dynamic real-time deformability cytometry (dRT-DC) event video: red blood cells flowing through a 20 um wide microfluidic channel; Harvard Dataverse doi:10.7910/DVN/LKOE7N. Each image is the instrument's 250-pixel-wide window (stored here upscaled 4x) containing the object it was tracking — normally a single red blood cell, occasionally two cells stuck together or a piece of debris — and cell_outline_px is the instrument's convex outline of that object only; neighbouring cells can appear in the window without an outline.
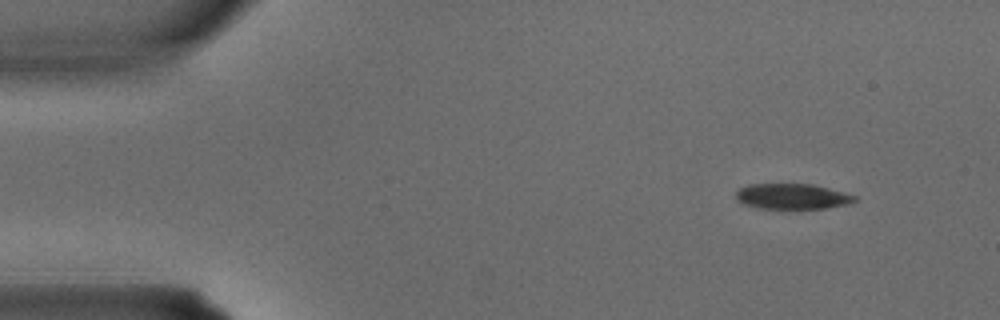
{"species": "common noctule bat (a hibernating species)", "species_latin": "Nyctalus noctula", "temperature_condition": "warm", "stored_images_in_passage": 3, "camera_frame_rate_fps": 3000, "um_per_image_px": 0.085, "animal": {"sex": "male", "body_mass_g": 15.6}, "frame": {"image": 1, "passage_image": 1, "time_ms": 0.0, "image_size_px": [1000, 320], "cell_outline_px": [[856, 200], [848, 204], [828, 208], [796, 212], [784, 212], [756, 208], [740, 204], [736, 200], [736, 192], [740, 188], [748, 184], [812, 184], [828, 188], [856, 196]], "centroid_in_image_um": [67.28, 16.77], "position_along_channel_um": 17.7, "area_um2": 18.84}}
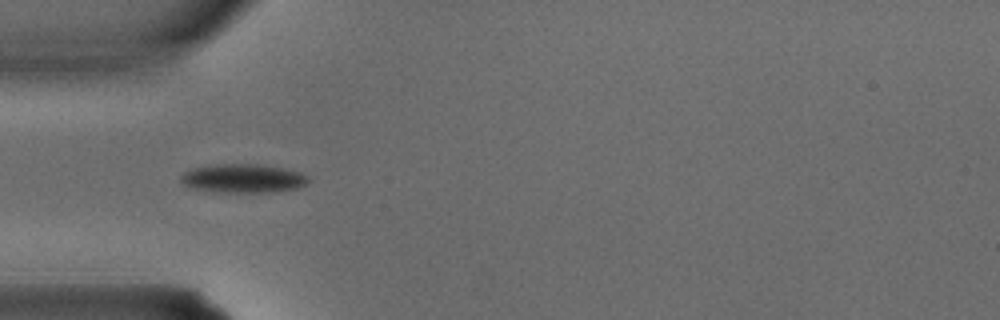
{"frame": {"image": 2, "passage_image": 3, "time_ms": 0.667, "image_size_px": [1000, 320], "cell_outline_px": [[312, 180], [296, 188], [276, 192], [216, 192], [192, 188], [184, 184], [180, 180], [180, 176], [184, 172], [192, 168], [216, 164], [264, 164], [284, 168], [300, 172], [308, 176]], "centroid_in_image_um": [20.68, 15.16], "position_along_channel_um": 64.3, "area_um2": 21.56}}